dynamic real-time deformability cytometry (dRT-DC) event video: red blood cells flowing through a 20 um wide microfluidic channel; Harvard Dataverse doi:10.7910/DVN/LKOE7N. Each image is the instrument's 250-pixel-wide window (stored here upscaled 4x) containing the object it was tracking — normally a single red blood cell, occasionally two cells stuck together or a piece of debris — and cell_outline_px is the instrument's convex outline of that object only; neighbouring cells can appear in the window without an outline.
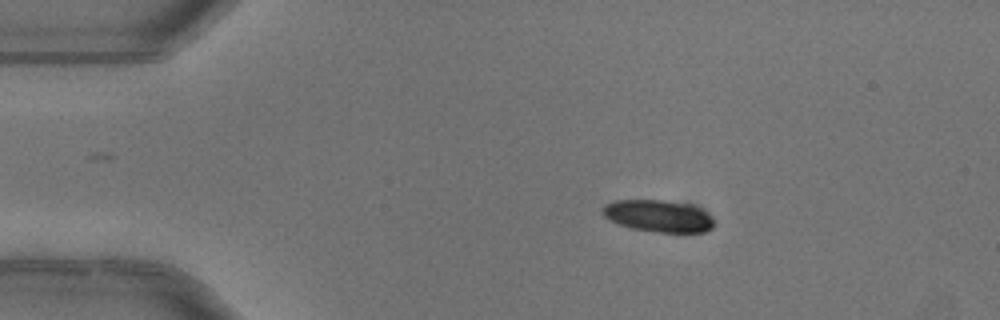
{"species": "common noctule bat (a hibernating species)", "species_latin": "Nyctalus noctula", "temperature_condition": "warm", "stored_images_in_passage": 6, "camera_frame_rate_fps": 3000, "um_per_image_px": 0.085, "animal": {"sex": "female"}, "frame": {"image": 1, "passage_image": 2, "time_ms": 0.333, "image_size_px": [1000, 320], "cell_outline_px": [[712, 228], [704, 232], [656, 232], [632, 228], [620, 224], [604, 216], [600, 212], [600, 208], [604, 204], [616, 200], [664, 200], [688, 204], [700, 208], [712, 216]], "centroid_in_image_um": [55.93, 18.34], "position_along_channel_um": 29.1, "area_um2": 20.75}}
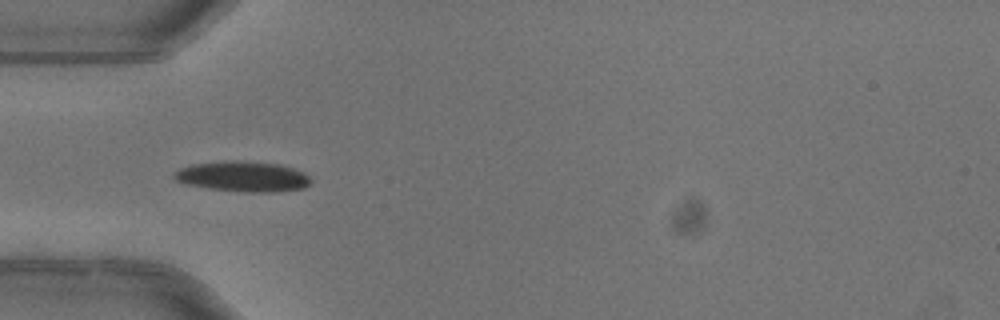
{"frame": {"image": 2, "passage_image": 4, "time_ms": 1.0, "image_size_px": [1000, 320], "cell_outline_px": [[312, 180], [304, 188], [272, 192], [244, 192], [208, 188], [184, 184], [176, 180], [172, 176], [180, 168], [192, 164], [224, 160], [240, 160], [280, 164], [304, 172]], "centroid_in_image_um": [20.62, 14.99], "position_along_channel_um": 64.4, "area_um2": 24.33}}